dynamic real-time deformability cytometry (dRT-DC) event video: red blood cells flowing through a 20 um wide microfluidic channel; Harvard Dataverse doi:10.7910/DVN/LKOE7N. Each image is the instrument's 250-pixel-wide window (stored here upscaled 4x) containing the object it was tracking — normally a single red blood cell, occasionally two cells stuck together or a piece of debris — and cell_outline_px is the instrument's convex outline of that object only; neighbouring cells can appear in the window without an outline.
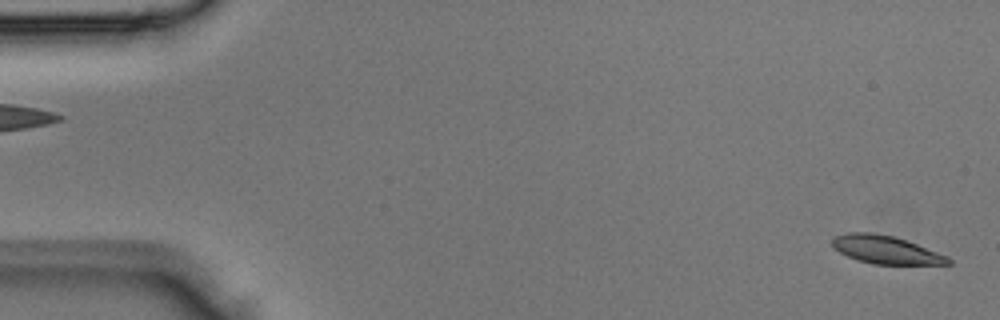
{"species": "Egyptian fruit bat (a non-hibernating species)", "species_latin": "Rousettus aegyptiacus", "temperature_condition": "room temperature", "stored_images_in_passage": 2, "segment_of_instrument_passage": [2, 2], "camera_frame_rate_fps": 3000, "um_per_image_px": 0.085, "animal": {"sex": "male"}, "frame": {"image": 1, "passage_image": 2, "time_ms": 0.333, "image_size_px": [1000, 320], "cell_outline_px": [[952, 264], [872, 264], [856, 260], [840, 252], [832, 244], [832, 236], [848, 232], [872, 232], [892, 236], [916, 244], [948, 256], [952, 260]], "centroid_in_image_um": [75.27, 21.23], "position_along_channel_um": 9.7, "area_um2": 18.84}}